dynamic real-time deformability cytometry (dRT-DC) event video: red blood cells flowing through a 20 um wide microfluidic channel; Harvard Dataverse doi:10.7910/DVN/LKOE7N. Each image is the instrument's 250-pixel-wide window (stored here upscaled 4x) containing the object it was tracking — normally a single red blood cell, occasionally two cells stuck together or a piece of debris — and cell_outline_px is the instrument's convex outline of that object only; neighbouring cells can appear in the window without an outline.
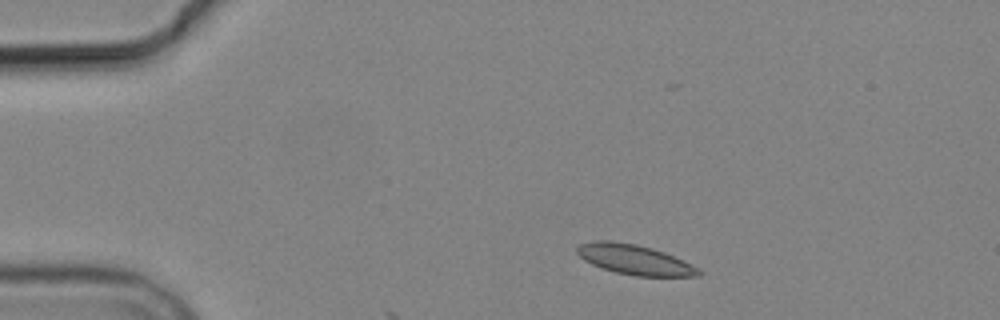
{"species": "common noctule bat (a hibernating species)", "species_latin": "Nyctalus noctula", "temperature_condition": "cold", "stored_images_in_passage": 3, "camera_frame_rate_fps": 3000, "um_per_image_px": 0.085, "animal": {"sex": "male", "body_mass_g": 19.2, "forearm_length_mm": 51.8}, "frame": {"image": 1, "passage_image": 1, "time_ms": 0.0, "image_size_px": [1000, 320], "cell_outline_px": [[704, 272], [700, 276], [636, 276], [616, 272], [592, 264], [584, 260], [576, 252], [576, 248], [580, 244], [596, 240], [608, 240], [636, 244], [652, 248], [664, 252], [684, 260], [700, 268]], "centroid_in_image_um": [53.98, 22.06], "position_along_channel_um": 31.0, "area_um2": 21.27}}